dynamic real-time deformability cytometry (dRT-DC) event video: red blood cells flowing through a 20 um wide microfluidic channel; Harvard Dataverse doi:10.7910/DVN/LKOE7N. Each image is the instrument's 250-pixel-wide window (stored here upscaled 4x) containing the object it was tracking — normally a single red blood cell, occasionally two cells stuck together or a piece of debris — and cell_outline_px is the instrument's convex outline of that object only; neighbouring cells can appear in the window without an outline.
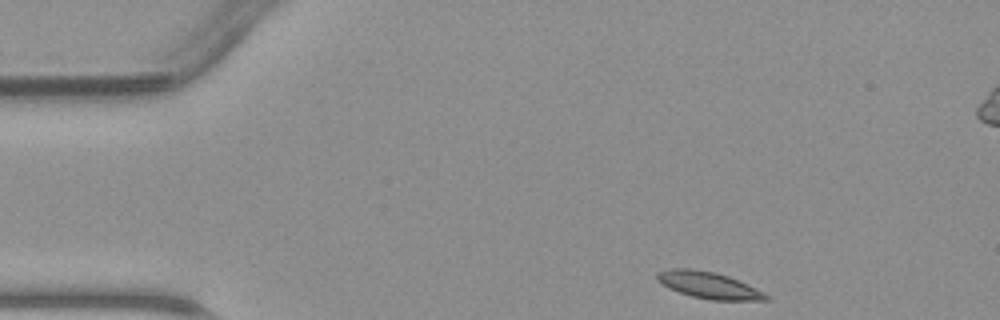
{"species": "common noctule bat (a hibernating species)", "species_latin": "Nyctalus noctula", "temperature_condition": "warm", "stored_images_in_passage": 42, "camera_frame_rate_fps": 3000, "um_per_image_px": 0.085, "animal": {"sex": "male", "body_mass_g": 23.1, "forearm_length_mm": 52.7}, "frame": {"image": 1, "passage_image": 1, "time_ms": 0.0, "image_size_px": [1000, 320], "cell_outline_px": [[772, 300], [712, 300], [692, 296], [668, 288], [656, 280], [656, 272], [668, 268], [692, 268], [716, 272], [728, 276], [756, 288], [772, 296]], "centroid_in_image_um": [60.24, 24.23], "position_along_channel_um": 24.8, "area_um2": 17.11}}
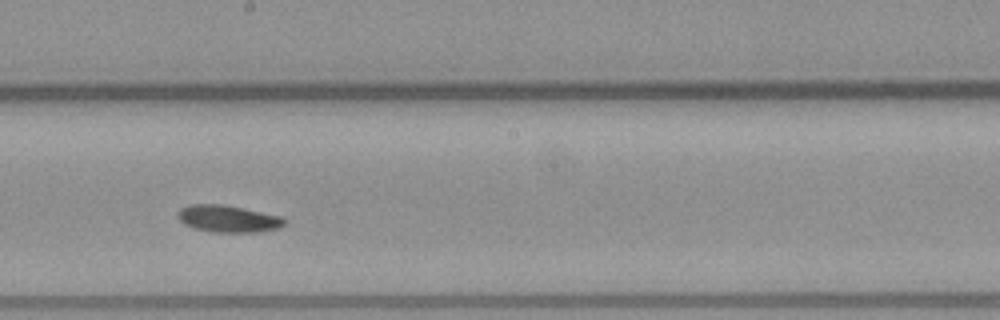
{"frame": {"image": 2, "passage_image": 20, "time_ms": 6.333, "image_size_px": [1000, 320], "cell_outline_px": [[288, 220], [280, 228], [260, 232], [212, 232], [192, 228], [184, 224], [180, 220], [180, 208], [192, 204], [220, 204], [284, 216]], "centroid_in_image_um": [19.46, 18.6], "position_along_channel_um": 228.7, "area_um2": 16.82}}
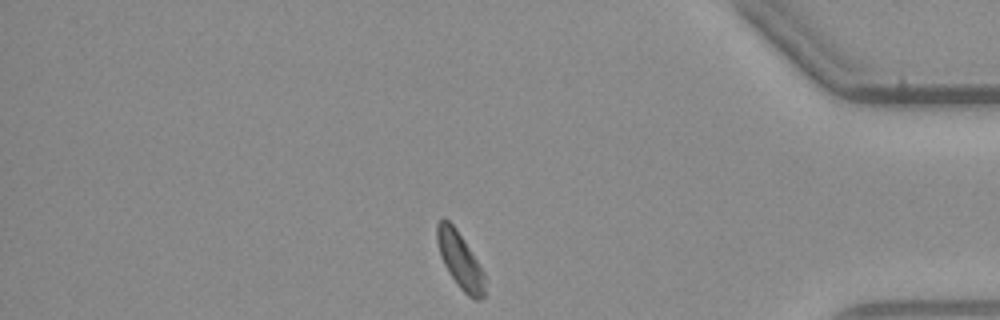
{"frame": {"image": 3, "passage_image": 34, "time_ms": 11.0, "image_size_px": [1000, 320], "cell_outline_px": [[484, 296], [480, 300], [472, 300], [460, 288], [448, 272], [440, 256], [436, 240], [436, 224], [444, 216], [456, 228], [464, 240], [484, 272]], "centroid_in_image_um": [39.08, 22.12], "position_along_channel_um": 396.1, "area_um2": 15.66}}